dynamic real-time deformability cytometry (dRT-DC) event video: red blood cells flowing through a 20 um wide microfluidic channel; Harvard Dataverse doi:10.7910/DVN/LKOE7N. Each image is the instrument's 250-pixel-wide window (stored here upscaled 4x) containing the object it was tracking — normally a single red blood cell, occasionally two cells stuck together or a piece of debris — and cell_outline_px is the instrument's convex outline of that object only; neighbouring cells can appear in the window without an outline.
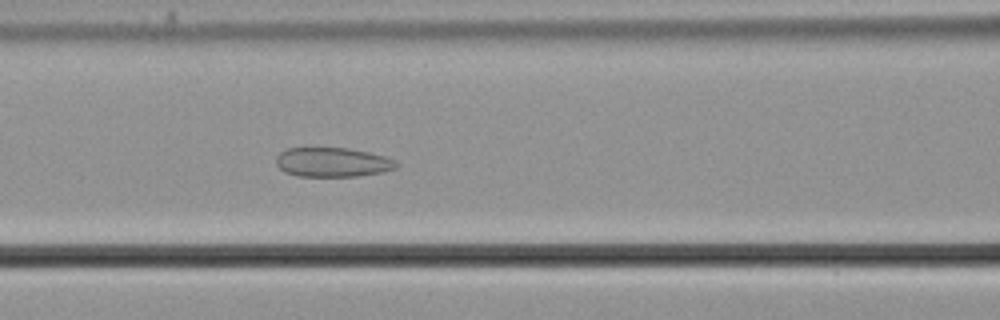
{"species": "common noctule bat (a hibernating species)", "species_latin": "Nyctalus noctula", "temperature_condition": "cold", "stored_images_in_passage": 57, "camera_frame_rate_fps": 3000, "um_per_image_px": 0.085, "animal": {"sex": "male", "body_mass_g": 21.5, "forearm_length_mm": 52.0}, "frame": {"image": 1, "passage_image": 25, "time_ms": 8.0, "image_size_px": [1000, 320], "cell_outline_px": [[400, 164], [396, 168], [384, 172], [356, 176], [296, 176], [284, 172], [276, 164], [276, 156], [280, 152], [288, 148], [348, 148], [368, 152], [384, 156], [396, 160]], "centroid_in_image_um": [28.28, 13.79], "position_along_channel_um": 138.3, "area_um2": 20.69}}
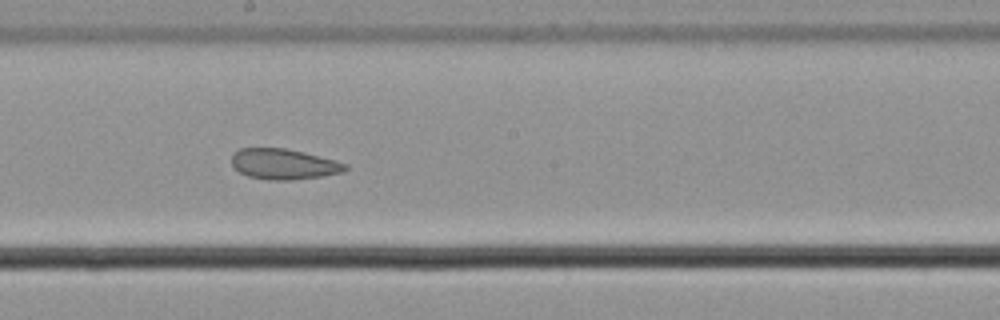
{"frame": {"image": 2, "passage_image": 32, "time_ms": 10.333, "image_size_px": [1000, 320], "cell_outline_px": [[348, 168], [344, 172], [320, 176], [292, 180], [268, 180], [248, 176], [232, 168], [232, 152], [240, 148], [284, 148], [304, 152], [348, 164]], "centroid_in_image_um": [24.08, 13.95], "position_along_channel_um": 224.1, "area_um2": 20.29}}
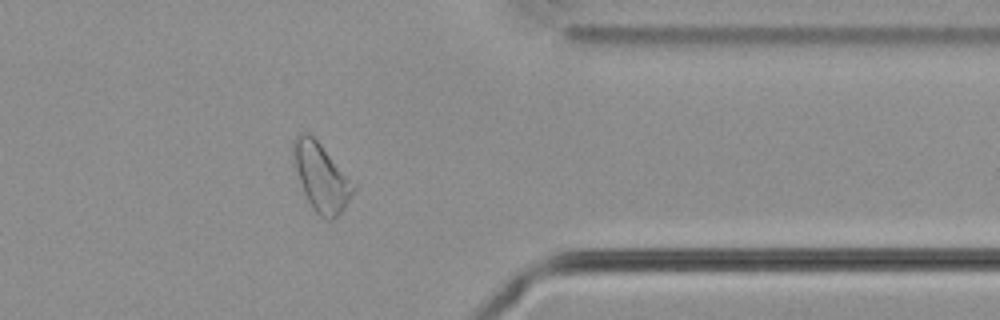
{"frame": {"image": 3, "passage_image": 46, "time_ms": 15.0, "image_size_px": [1000, 320], "cell_outline_px": [[356, 188], [344, 208], [332, 220], [324, 220], [312, 208], [304, 192], [292, 164], [292, 144], [296, 136], [300, 132], [304, 132], [312, 136], [320, 144], [356, 184]], "centroid_in_image_um": [27.28, 15.06], "position_along_channel_um": 384.1, "area_um2": 23.76}, "authors_computed_cell_mechanics": {"area_um2": 25.721, "velocity_mm_per_s": 3.6856, "shape_relaxation_time_tau1_ms": null, "shape_relaxation_time_tau2_ms": 3.0365, "deformation_change_tau1": null, "deformation_change_tau2": 0.0956}}